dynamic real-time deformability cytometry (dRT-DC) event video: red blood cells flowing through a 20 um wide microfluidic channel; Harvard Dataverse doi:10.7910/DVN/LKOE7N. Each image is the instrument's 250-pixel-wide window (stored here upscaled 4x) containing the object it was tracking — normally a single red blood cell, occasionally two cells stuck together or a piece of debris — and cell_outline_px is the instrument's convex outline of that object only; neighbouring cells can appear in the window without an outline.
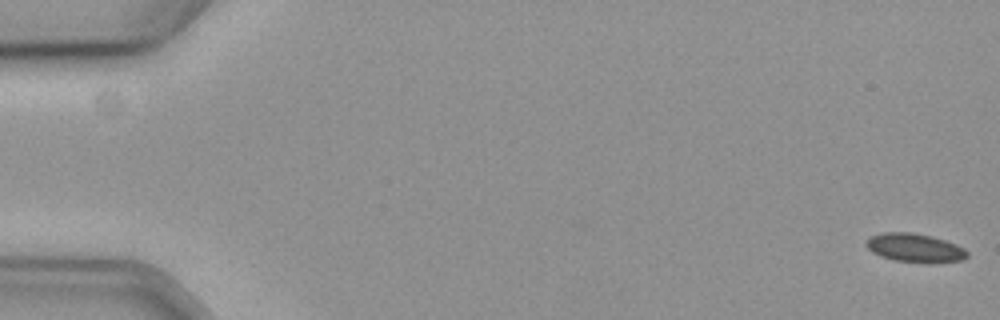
{"species": "common noctule bat (a hibernating species)", "species_latin": "Nyctalus noctula", "temperature_condition": "cold", "stored_images_in_passage": 28, "camera_frame_rate_fps": 3000, "um_per_image_px": 0.085, "animal": {"sex": "female", "body_mass_g": 19.3, "forearm_length_mm": 54.1}, "frame": {"image": 1, "passage_image": 1, "time_ms": 0.0, "image_size_px": [1000, 320], "cell_outline_px": [[968, 256], [960, 260], [896, 260], [872, 252], [864, 244], [872, 236], [884, 232], [912, 232], [944, 240], [956, 244], [964, 248], [968, 252]], "centroid_in_image_um": [77.72, 21.01], "position_along_channel_um": 7.3, "area_um2": 15.78}}
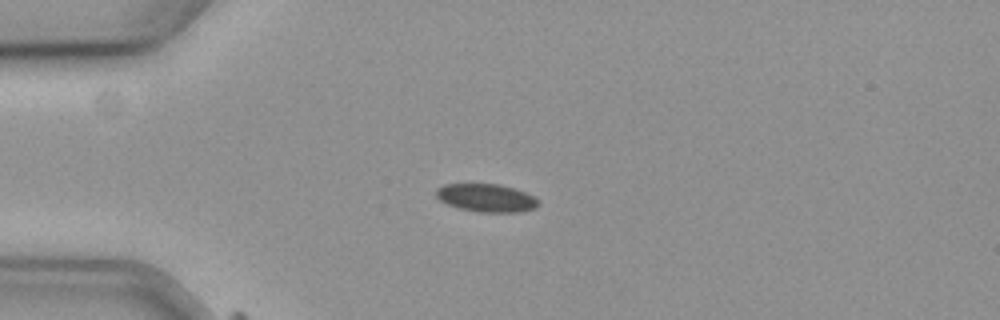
{"frame": {"image": 2, "passage_image": 16, "time_ms": 5.0, "image_size_px": [1000, 320], "cell_outline_px": [[540, 204], [536, 208], [520, 212], [476, 212], [460, 208], [448, 204], [440, 200], [436, 196], [436, 188], [444, 184], [500, 184], [516, 188], [532, 196]], "centroid_in_image_um": [41.34, 16.82], "position_along_channel_um": 43.7, "area_um2": 16.7}}